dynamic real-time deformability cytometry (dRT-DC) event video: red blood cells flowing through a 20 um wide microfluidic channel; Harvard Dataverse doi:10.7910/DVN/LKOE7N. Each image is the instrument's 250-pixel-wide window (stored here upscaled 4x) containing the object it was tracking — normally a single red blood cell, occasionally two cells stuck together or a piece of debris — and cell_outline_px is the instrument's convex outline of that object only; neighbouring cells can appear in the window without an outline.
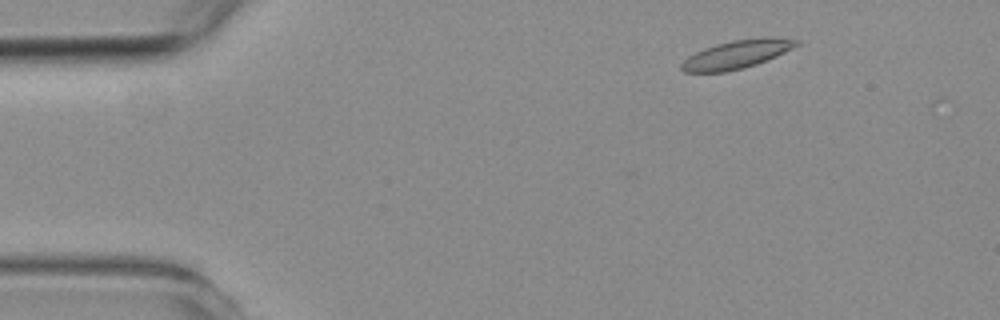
{"species": "common noctule bat (a hibernating species)", "species_latin": "Nyctalus noctula", "temperature_condition": "room temperature", "stored_images_in_passage": 3, "camera_frame_rate_fps": 3000, "um_per_image_px": 0.085, "animal": {"sex": "female", "body_mass_g": 19.3, "forearm_length_mm": 54.1}, "frame": {"image": 1, "passage_image": 1, "time_ms": 0.0, "image_size_px": [1000, 320], "cell_outline_px": [[800, 44], [776, 56], [756, 64], [744, 68], [724, 72], [684, 72], [680, 68], [680, 64], [688, 56], [704, 48], [716, 44], [732, 40], [760, 36], [772, 36], [800, 40]], "centroid_in_image_um": [62.64, 4.6], "position_along_channel_um": 22.4, "area_um2": 19.19}}